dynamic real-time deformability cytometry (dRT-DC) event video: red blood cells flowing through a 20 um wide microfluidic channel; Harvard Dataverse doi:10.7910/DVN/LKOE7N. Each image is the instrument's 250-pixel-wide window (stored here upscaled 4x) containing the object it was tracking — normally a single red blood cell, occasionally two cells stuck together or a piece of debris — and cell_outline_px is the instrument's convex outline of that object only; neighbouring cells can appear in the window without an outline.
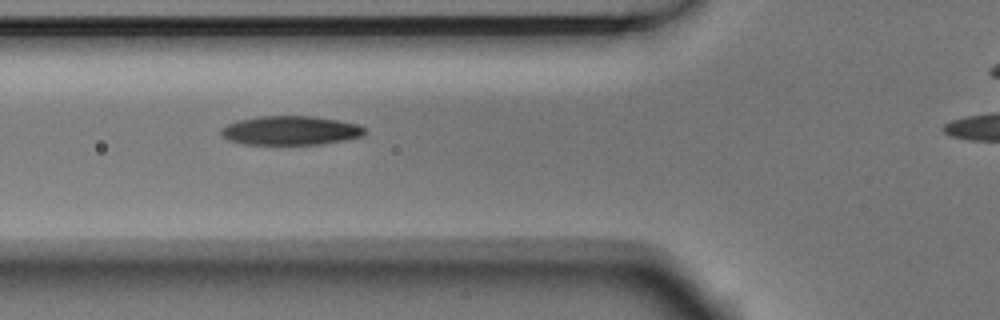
{"species": "Egyptian fruit bat (a non-hibernating species)", "species_latin": "Rousettus aegyptiacus", "temperature_condition": "room temperature", "stored_images_in_passage": 9, "camera_frame_rate_fps": 3000, "um_per_image_px": 0.085, "animal": {"sex": "male"}, "frame": {"image": 1, "passage_image": 2, "time_ms": 0.333, "image_size_px": [1000, 320], "cell_outline_px": [[364, 136], [344, 140], [320, 144], [244, 144], [228, 140], [220, 132], [220, 128], [228, 124], [240, 120], [260, 116], [312, 116], [340, 120], [360, 124], [364, 128]], "centroid_in_image_um": [24.72, 11.09], "position_along_channel_um": 101.1, "area_um2": 24.28}}
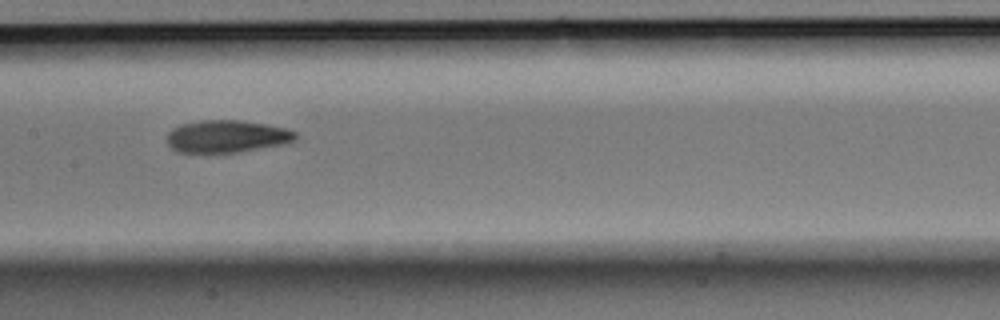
{"frame": {"image": 2, "passage_image": 4, "time_ms": 1.0, "image_size_px": [1000, 320], "cell_outline_px": [[296, 140], [280, 144], [240, 152], [176, 152], [168, 144], [168, 132], [172, 128], [180, 124], [200, 120], [240, 120], [264, 124], [284, 128], [296, 132]], "centroid_in_image_um": [19.24, 11.58], "position_along_channel_um": 188.2, "area_um2": 24.04}}
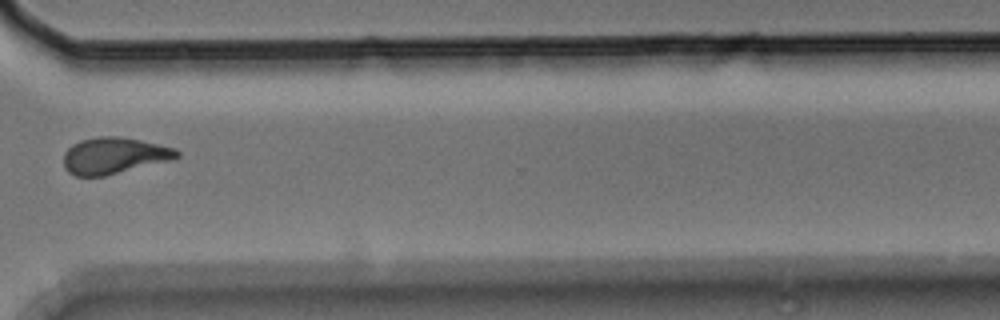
{"frame": {"image": 3, "passage_image": 8, "time_ms": 2.333, "image_size_px": [1000, 320], "cell_outline_px": [[180, 156], [172, 160], [104, 176], [76, 176], [68, 172], [64, 168], [64, 152], [72, 144], [80, 140], [100, 136], [120, 136], [140, 140], [176, 148], [180, 152]], "centroid_in_image_um": [9.7, 13.22], "position_along_channel_um": 360.9, "area_um2": 24.16}}